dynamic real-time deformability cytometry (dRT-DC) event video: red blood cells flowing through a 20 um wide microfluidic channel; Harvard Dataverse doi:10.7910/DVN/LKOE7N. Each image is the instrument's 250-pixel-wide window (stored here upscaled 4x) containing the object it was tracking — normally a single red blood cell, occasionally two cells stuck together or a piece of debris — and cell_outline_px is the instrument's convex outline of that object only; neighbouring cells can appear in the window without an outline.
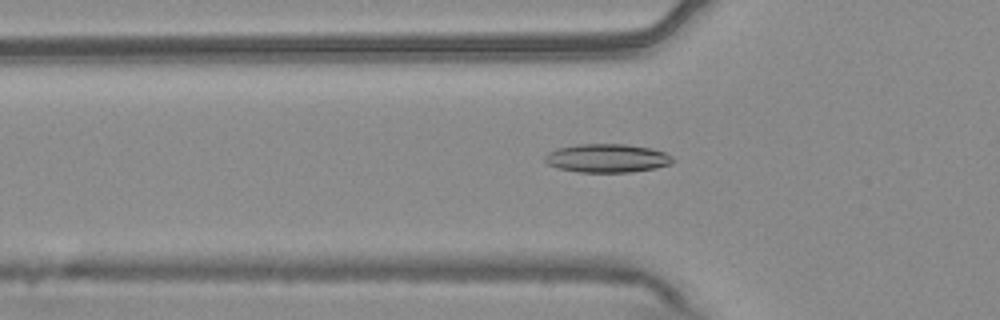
{"species": "common noctule bat (a hibernating species)", "species_latin": "Nyctalus noctula", "temperature_condition": "warm", "stored_images_in_passage": 45, "camera_frame_rate_fps": 3000, "um_per_image_px": 0.085, "animal": {"sex": "male", "body_mass_g": 20.4}, "frame": {"image": 1, "passage_image": 9, "time_ms": 2.667, "image_size_px": [1000, 320], "cell_outline_px": [[676, 160], [668, 164], [656, 168], [632, 172], [580, 172], [560, 168], [548, 164], [544, 160], [544, 156], [548, 152], [556, 148], [576, 144], [624, 144], [652, 148], [664, 152], [672, 156]], "centroid_in_image_um": [51.6, 13.44], "position_along_channel_um": 74.2, "area_um2": 21.33}}
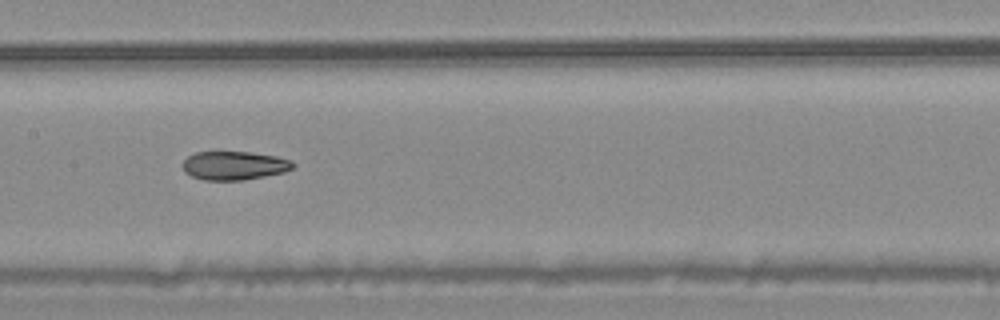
{"frame": {"image": 2, "passage_image": 18, "time_ms": 5.667, "image_size_px": [1000, 320], "cell_outline_px": [[296, 164], [292, 168], [284, 172], [244, 180], [204, 180], [192, 176], [184, 172], [180, 164], [188, 156], [196, 152], [248, 152], [276, 156], [292, 160]], "centroid_in_image_um": [19.89, 14.07], "position_along_channel_um": 187.5, "area_um2": 18.5}}
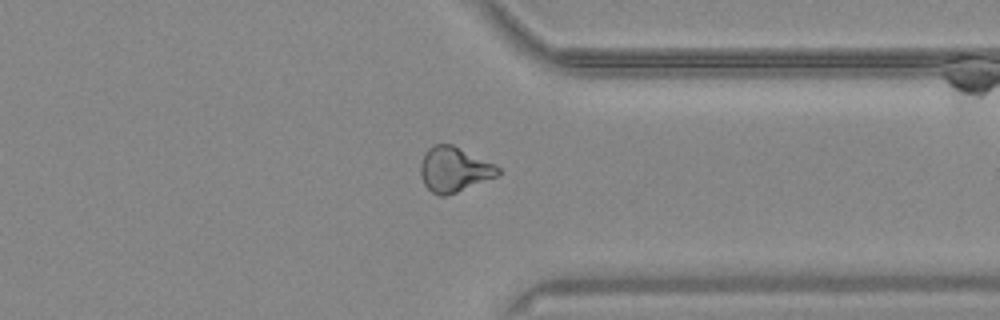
{"frame": {"image": 3, "passage_image": 33, "time_ms": 10.667, "image_size_px": [1000, 320], "cell_outline_px": [[500, 172], [496, 176], [456, 192], [444, 196], [440, 196], [432, 192], [424, 184], [420, 172], [420, 164], [424, 152], [432, 144], [452, 144], [496, 164], [500, 168]], "centroid_in_image_um": [38.58, 14.38], "position_along_channel_um": 372.8, "area_um2": 20.23}, "authors_computed_cell_mechanics": {"area_um2": 19.7098, "velocity_mm_per_s": 3.7436, "shape_relaxation_time_tau1_ms": null, "shape_relaxation_time_tau2_ms": 3.4583, "deformation_change_tau1": null, "deformation_change_tau2": 0.1006}}